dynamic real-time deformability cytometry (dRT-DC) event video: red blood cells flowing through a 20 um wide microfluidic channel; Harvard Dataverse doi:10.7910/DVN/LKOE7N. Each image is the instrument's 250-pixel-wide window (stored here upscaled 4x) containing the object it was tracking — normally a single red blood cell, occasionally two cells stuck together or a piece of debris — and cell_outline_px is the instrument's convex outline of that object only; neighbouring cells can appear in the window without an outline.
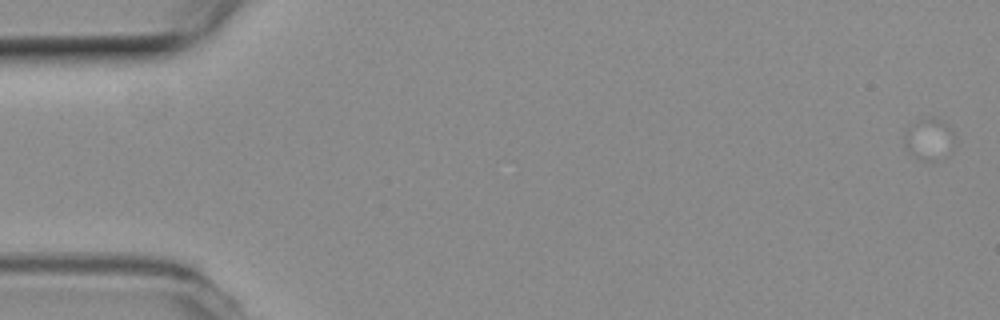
{"species": "common noctule bat (a hibernating species)", "species_latin": "Nyctalus noctula", "temperature_condition": "room temperature", "stored_images_in_passage": 1, "camera_frame_rate_fps": 3000, "um_per_image_px": 0.085, "animal": {"sex": "female", "body_mass_g": 19.3, "forearm_length_mm": 54.1}, "frame": {"image": 1, "passage_image": 1, "time_ms": 0.0, "image_size_px": [1000, 320], "cell_outline_px": [[956, 140], [952, 152], [932, 164], [912, 156], [904, 144], [904, 140], [908, 128], [920, 116], [936, 116], [948, 124], [952, 128], [956, 136]], "centroid_in_image_um": [79.04, 11.82], "position_along_channel_um": 6.0, "area_um2": 13.12}}